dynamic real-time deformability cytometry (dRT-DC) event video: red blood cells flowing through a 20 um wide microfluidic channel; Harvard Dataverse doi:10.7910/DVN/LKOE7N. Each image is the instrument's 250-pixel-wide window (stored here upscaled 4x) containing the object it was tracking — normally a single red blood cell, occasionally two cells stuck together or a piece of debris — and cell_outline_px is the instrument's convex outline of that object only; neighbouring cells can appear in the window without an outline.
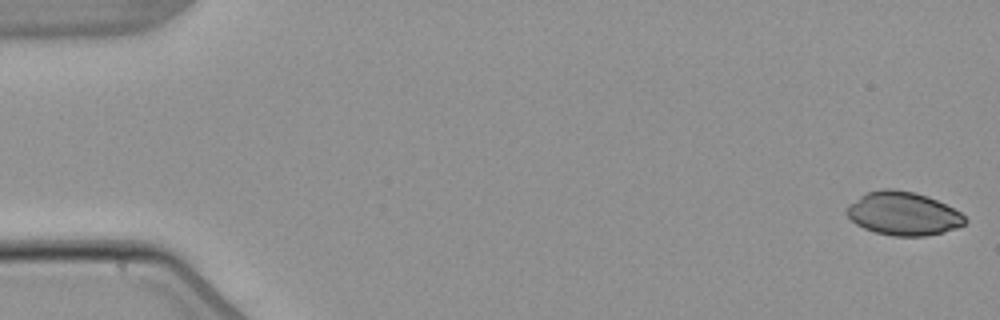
{"species": "common noctule bat (a hibernating species)", "species_latin": "Nyctalus noctula", "temperature_condition": "warm", "stored_images_in_passage": 4, "camera_frame_rate_fps": 3000, "um_per_image_px": 0.085, "animal": {"sex": "male", "body_mass_g": 21.5, "forearm_length_mm": 52.0}, "frame": {"image": 1, "passage_image": 1, "time_ms": 0.0, "image_size_px": [1000, 320], "cell_outline_px": [[968, 220], [964, 224], [956, 228], [944, 232], [924, 236], [892, 236], [876, 232], [864, 228], [856, 224], [844, 212], [848, 204], [860, 196], [868, 192], [884, 188], [892, 188], [916, 192], [928, 196], [960, 212]], "centroid_in_image_um": [76.75, 18.15], "position_along_channel_um": 8.2, "area_um2": 29.94}}
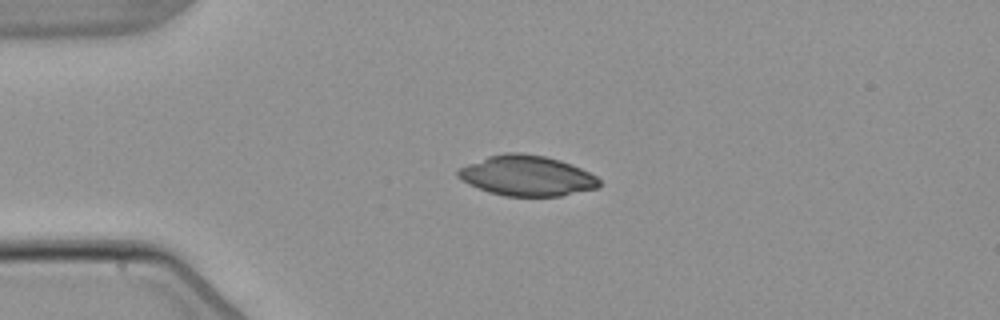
{"frame": {"image": 2, "passage_image": 4, "time_ms": 4.0, "image_size_px": [1000, 320], "cell_outline_px": [[600, 184], [596, 188], [560, 196], [504, 196], [488, 192], [468, 184], [456, 176], [456, 172], [460, 168], [468, 164], [488, 156], [504, 152], [520, 152], [544, 156], [560, 160], [572, 164], [596, 176], [600, 180]], "centroid_in_image_um": [44.76, 14.93], "position_along_channel_um": 40.2, "area_um2": 33.18}}